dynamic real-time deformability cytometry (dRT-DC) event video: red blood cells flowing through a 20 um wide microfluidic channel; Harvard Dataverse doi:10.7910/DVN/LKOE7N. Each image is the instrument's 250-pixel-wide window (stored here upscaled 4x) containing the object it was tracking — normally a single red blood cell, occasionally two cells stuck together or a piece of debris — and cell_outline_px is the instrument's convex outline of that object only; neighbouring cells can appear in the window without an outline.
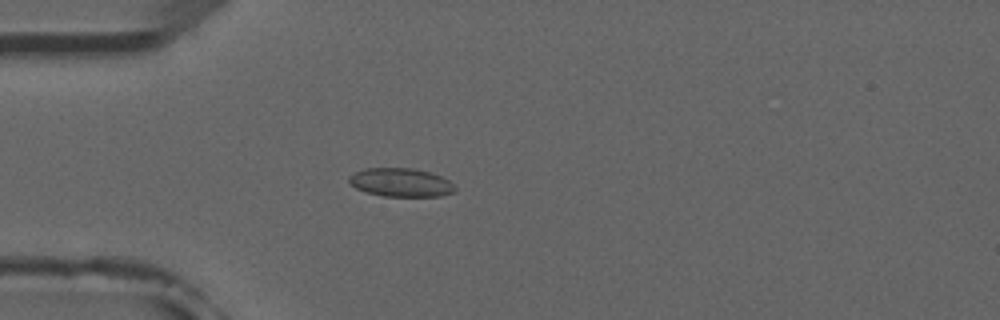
{"species": "common noctule bat (a hibernating species)", "species_latin": "Nyctalus noctula", "temperature_condition": "room temperature", "stored_images_in_passage": 4, "camera_frame_rate_fps": 3000, "um_per_image_px": 0.085, "animal": {"sex": "male", "forearm_length_mm": 52.5}, "frame": {"image": 1, "passage_image": 4, "time_ms": 4.333, "image_size_px": [1000, 320], "cell_outline_px": [[456, 188], [452, 192], [440, 196], [384, 196], [368, 192], [356, 188], [348, 180], [348, 176], [364, 168], [412, 168], [428, 172], [440, 176], [448, 180]], "centroid_in_image_um": [34.05, 15.5], "position_along_channel_um": 51.0, "area_um2": 17.34}}